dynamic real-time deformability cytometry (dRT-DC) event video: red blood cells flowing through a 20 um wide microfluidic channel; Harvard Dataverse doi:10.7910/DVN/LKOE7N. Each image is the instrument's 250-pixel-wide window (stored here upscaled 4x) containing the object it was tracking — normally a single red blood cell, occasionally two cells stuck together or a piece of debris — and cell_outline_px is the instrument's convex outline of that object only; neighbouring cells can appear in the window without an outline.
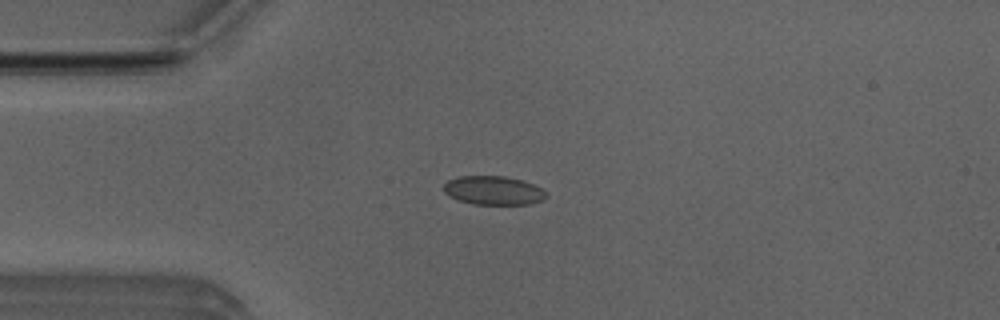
{"species": "Egyptian fruit bat (a non-hibernating species)", "species_latin": "Rousettus aegyptiacus", "temperature_condition": "room temperature", "stored_images_in_passage": 6, "camera_frame_rate_fps": 3000, "um_per_image_px": 0.085, "animal": {"sex": "male"}, "frame": {"image": 1, "passage_image": 4, "time_ms": 1.0, "image_size_px": [1000, 320], "cell_outline_px": [[548, 196], [544, 200], [528, 204], [472, 204], [456, 200], [448, 196], [444, 192], [444, 184], [448, 180], [456, 176], [504, 176], [524, 180], [540, 188]], "centroid_in_image_um": [41.9, 16.19], "position_along_channel_um": 43.1, "area_um2": 17.34}}